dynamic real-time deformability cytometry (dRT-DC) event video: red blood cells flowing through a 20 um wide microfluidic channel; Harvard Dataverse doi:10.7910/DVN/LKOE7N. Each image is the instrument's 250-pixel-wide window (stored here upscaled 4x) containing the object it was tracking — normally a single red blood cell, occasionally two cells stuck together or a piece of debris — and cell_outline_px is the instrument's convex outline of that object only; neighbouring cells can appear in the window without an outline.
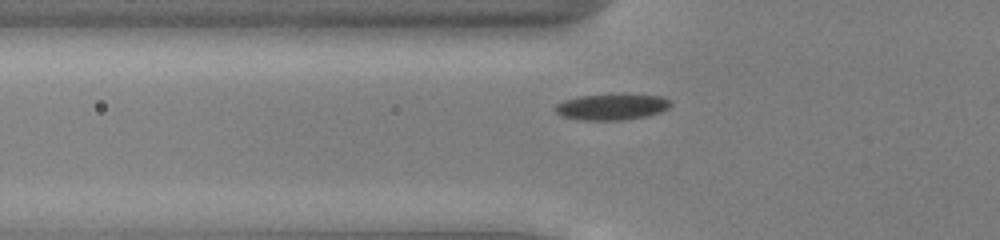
{"species": "common noctule bat (a hibernating species)", "species_latin": "Nyctalus noctula", "temperature_condition": "cold", "stored_images_in_passage": 46, "camera_frame_rate_fps": 3000, "um_per_image_px": 0.085, "animal": {"sex": "male", "body_mass_g": 13.0, "forearm_length_mm": 53.1}, "frame": {"image": 1, "passage_image": 12, "time_ms": 3.667, "image_size_px": [1000, 240], "cell_outline_px": [[672, 104], [668, 108], [660, 112], [648, 116], [620, 120], [580, 120], [560, 116], [556, 112], [556, 104], [564, 100], [580, 96], [660, 96], [672, 100]], "centroid_in_image_um": [51.99, 9.12], "position_along_channel_um": 73.8, "area_um2": 16.99}}
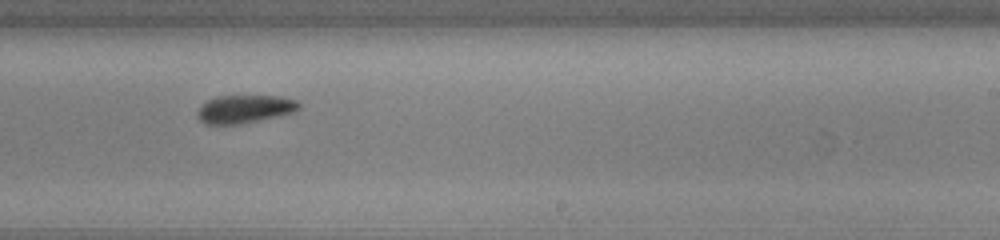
{"frame": {"image": 2, "passage_image": 27, "time_ms": 8.667, "image_size_px": [1000, 240], "cell_outline_px": [[300, 108], [292, 112], [276, 116], [236, 124], [204, 124], [196, 116], [196, 112], [208, 100], [216, 96], [280, 96], [296, 100], [300, 104]], "centroid_in_image_um": [20.77, 9.26], "position_along_channel_um": 268.2, "area_um2": 16.3}}
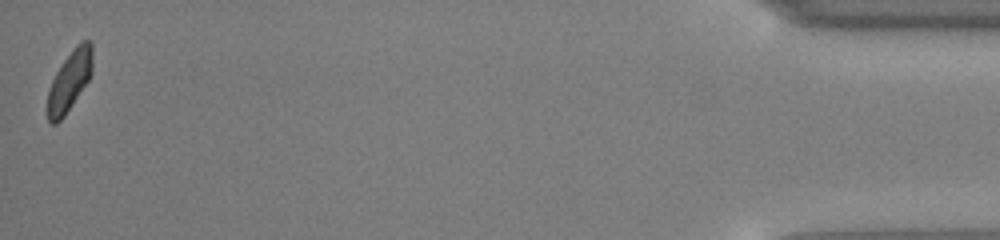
{"frame": {"image": 3, "passage_image": 46, "time_ms": 15.0, "image_size_px": [1000, 240], "cell_outline_px": [[92, 72], [88, 80], [64, 116], [56, 124], [52, 124], [48, 120], [48, 88], [56, 72], [72, 48], [80, 40], [92, 40]], "centroid_in_image_um": [5.92, 6.82], "position_along_channel_um": 429.3, "area_um2": 15.66}, "authors_computed_cell_mechanics": {"area_um2": 16.8776, "velocity_mm_per_s": 3.904, "shape_relaxation_time_tau1_ms": 2.2091, "shape_relaxation_time_tau2_ms": 6.6087, "deformation_change_tau1": 0.0709, "deformation_change_tau2": 0.0922}}